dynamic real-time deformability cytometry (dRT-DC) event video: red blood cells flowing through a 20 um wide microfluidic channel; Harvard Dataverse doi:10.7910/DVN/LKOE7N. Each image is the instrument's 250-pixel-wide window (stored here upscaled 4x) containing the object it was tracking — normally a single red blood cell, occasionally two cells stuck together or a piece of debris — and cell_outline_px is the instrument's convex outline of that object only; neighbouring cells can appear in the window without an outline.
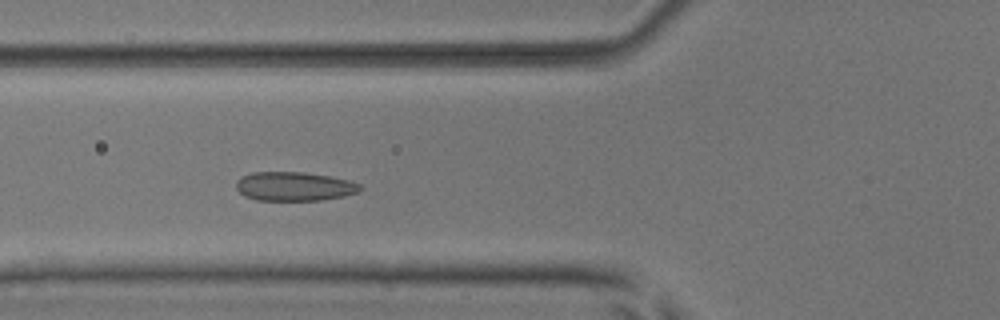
{"species": "common noctule bat (a hibernating species)", "species_latin": "Nyctalus noctula", "temperature_condition": "room temperature", "stored_images_in_passage": 6, "camera_frame_rate_fps": 3000, "um_per_image_px": 0.085, "animal": {"sex": "male", "body_mass_g": 17.9, "forearm_length_mm": 54.2}, "frame": {"image": 1, "passage_image": 4, "time_ms": 4.0, "image_size_px": [1000, 320], "cell_outline_px": [[360, 188], [356, 192], [344, 196], [320, 200], [256, 200], [244, 196], [236, 188], [236, 180], [252, 172], [304, 172], [328, 176], [348, 180], [360, 184]], "centroid_in_image_um": [24.97, 15.84], "position_along_channel_um": 100.8, "area_um2": 20.75}}
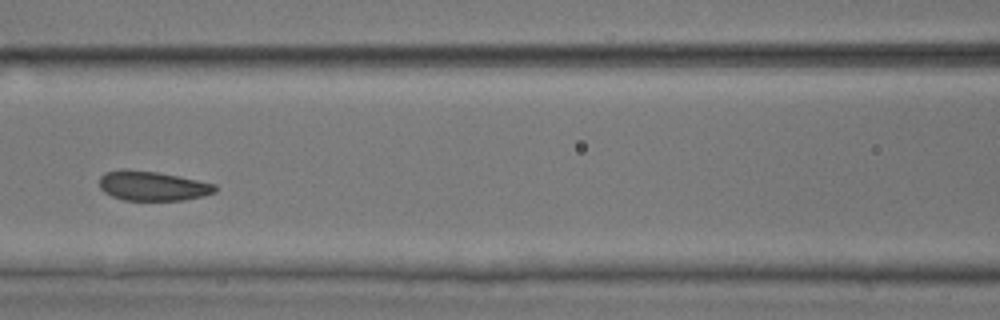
{"frame": {"image": 2, "passage_image": 5, "time_ms": 5.333, "image_size_px": [1000, 320], "cell_outline_px": [[216, 192], [204, 196], [184, 200], [124, 200], [112, 196], [104, 192], [100, 188], [100, 176], [104, 172], [124, 168], [156, 172], [216, 184]], "centroid_in_image_um": [12.94, 15.8], "position_along_channel_um": 153.7, "area_um2": 19.94}}
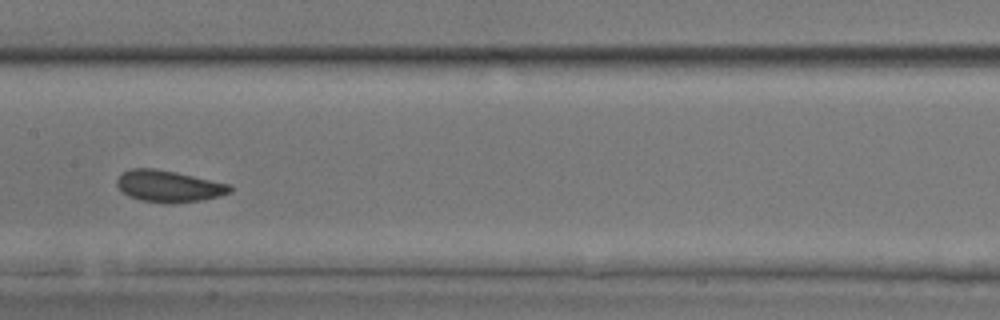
{"frame": {"image": 3, "passage_image": 6, "time_ms": 6.333, "image_size_px": [1000, 320], "cell_outline_px": [[232, 192], [220, 196], [204, 200], [172, 204], [164, 204], [140, 200], [128, 196], [116, 184], [116, 180], [124, 172], [132, 168], [152, 168], [232, 184]], "centroid_in_image_um": [14.38, 15.86], "position_along_channel_um": 193.0, "area_um2": 20.87}}